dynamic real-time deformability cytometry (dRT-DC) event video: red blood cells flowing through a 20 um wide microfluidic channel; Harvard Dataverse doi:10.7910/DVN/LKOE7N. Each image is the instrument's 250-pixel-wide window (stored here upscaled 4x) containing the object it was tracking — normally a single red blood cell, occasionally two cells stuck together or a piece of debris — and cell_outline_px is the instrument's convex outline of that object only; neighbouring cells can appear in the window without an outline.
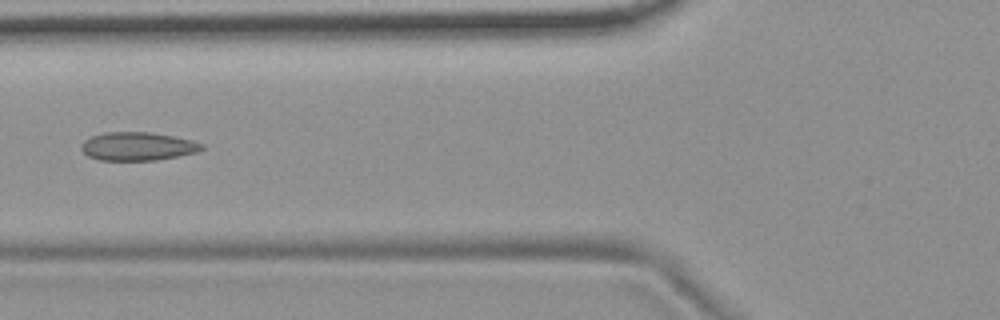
{"species": "common noctule bat (a hibernating species)", "species_latin": "Nyctalus noctula", "temperature_condition": "room temperature", "stored_images_in_passage": 6, "camera_frame_rate_fps": 3000, "um_per_image_px": 0.085, "animal": {"sex": "female", "body_mass_g": 19.9}, "frame": {"image": 1, "passage_image": 6, "time_ms": 1.667, "image_size_px": [1000, 320], "cell_outline_px": [[204, 148], [196, 152], [156, 160], [100, 160], [88, 156], [80, 148], [80, 144], [84, 140], [92, 136], [104, 132], [148, 132], [172, 136], [192, 140], [204, 144]], "centroid_in_image_um": [11.67, 12.43], "position_along_channel_um": 114.1, "area_um2": 19.83}}